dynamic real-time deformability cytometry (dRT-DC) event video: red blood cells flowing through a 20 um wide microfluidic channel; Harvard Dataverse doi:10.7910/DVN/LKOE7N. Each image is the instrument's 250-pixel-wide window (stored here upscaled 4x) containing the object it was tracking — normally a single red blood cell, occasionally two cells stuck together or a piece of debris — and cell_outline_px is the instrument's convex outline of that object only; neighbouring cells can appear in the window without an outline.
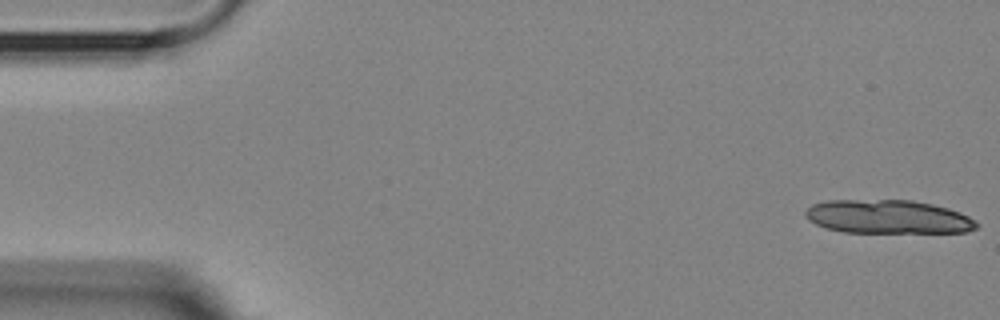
{"species": "Egyptian fruit bat (a non-hibernating species)", "species_latin": "Rousettus aegyptiacus", "temperature_condition": "room temperature", "stored_images_in_passage": 3, "camera_frame_rate_fps": 3000, "um_per_image_px": 0.085, "animal": {"sex": "female"}, "frame": {"image": 1, "passage_image": 1, "time_ms": 0.0, "image_size_px": [1000, 320], "cell_outline_px": [[980, 224], [976, 228], [968, 232], [844, 232], [824, 228], [808, 220], [804, 212], [812, 204], [828, 200], [912, 200], [932, 204], [948, 208], [960, 212], [976, 220]], "centroid_in_image_um": [75.48, 18.43], "position_along_channel_um": 9.5, "area_um2": 33.7}}